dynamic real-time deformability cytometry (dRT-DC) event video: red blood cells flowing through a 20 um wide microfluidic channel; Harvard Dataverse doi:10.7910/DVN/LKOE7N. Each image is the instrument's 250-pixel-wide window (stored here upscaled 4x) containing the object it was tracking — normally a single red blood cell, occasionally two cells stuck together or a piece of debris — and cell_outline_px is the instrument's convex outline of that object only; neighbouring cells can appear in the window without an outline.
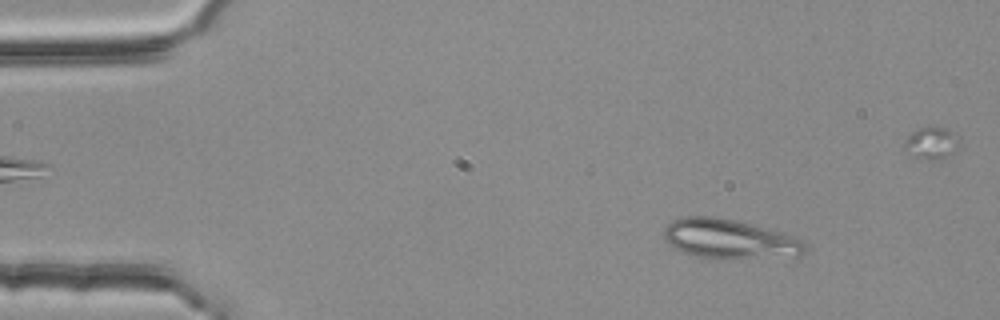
{"species": "common noctule bat (a hibernating species)", "species_latin": "Nyctalus noctula", "temperature_condition": "room temperature", "stored_images_in_passage": 4, "camera_frame_rate_fps": 3000, "um_per_image_px": 0.085, "animal": {"sex": "female", "body_mass_g": 25.1}, "frame": {"image": 1, "passage_image": 1, "time_ms": 0.0, "image_size_px": [1000, 320], "cell_outline_px": [[804, 252], [796, 256], [696, 256], [680, 252], [668, 244], [664, 240], [664, 228], [672, 220], [684, 216], [716, 216], [768, 228], [804, 240]], "centroid_in_image_um": [61.91, 20.26], "position_along_channel_um": 23.1, "area_um2": 31.44}}